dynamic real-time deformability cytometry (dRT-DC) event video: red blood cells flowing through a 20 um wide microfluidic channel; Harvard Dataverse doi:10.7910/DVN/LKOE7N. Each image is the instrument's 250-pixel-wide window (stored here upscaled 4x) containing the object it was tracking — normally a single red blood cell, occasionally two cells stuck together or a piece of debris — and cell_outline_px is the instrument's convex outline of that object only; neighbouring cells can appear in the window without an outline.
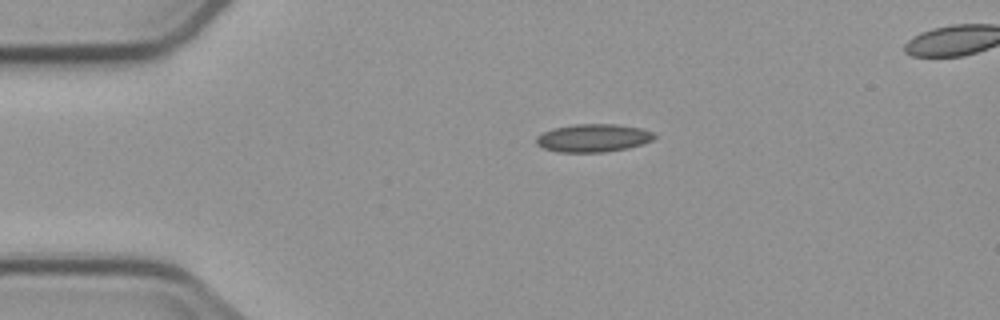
{"species": "common noctule bat (a hibernating species)", "species_latin": "Nyctalus noctula", "temperature_condition": "cold", "stored_images_in_passage": 3, "segment_of_instrument_passage": [1, 2], "camera_frame_rate_fps": 3000, "um_per_image_px": 0.085, "animal": {"sex": "male", "body_mass_g": 23.1, "forearm_length_mm": 52.7}, "frame": {"image": 1, "passage_image": 1, "time_ms": 0.0, "image_size_px": [1000, 320], "cell_outline_px": [[656, 136], [652, 140], [644, 144], [628, 148], [604, 152], [556, 152], [544, 148], [536, 144], [536, 136], [552, 128], [576, 124], [616, 124], [640, 128], [652, 132]], "centroid_in_image_um": [50.41, 11.73], "position_along_channel_um": 34.6, "area_um2": 19.31}}